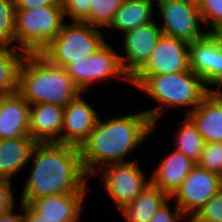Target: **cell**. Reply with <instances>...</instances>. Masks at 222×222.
<instances>
[{
  "label": "cell",
  "instance_id": "6da1fadb",
  "mask_svg": "<svg viewBox=\"0 0 222 222\" xmlns=\"http://www.w3.org/2000/svg\"><path fill=\"white\" fill-rule=\"evenodd\" d=\"M30 175L21 195L22 204L72 192H88L87 179L78 147L60 143H37L31 153Z\"/></svg>",
  "mask_w": 222,
  "mask_h": 222
},
{
  "label": "cell",
  "instance_id": "7a4b0ae2",
  "mask_svg": "<svg viewBox=\"0 0 222 222\" xmlns=\"http://www.w3.org/2000/svg\"><path fill=\"white\" fill-rule=\"evenodd\" d=\"M100 118L88 139L79 148L82 165L88 176H93L105 165L130 162L125 161V157L144 143L155 129L144 111L112 117L105 122Z\"/></svg>",
  "mask_w": 222,
  "mask_h": 222
},
{
  "label": "cell",
  "instance_id": "3957f363",
  "mask_svg": "<svg viewBox=\"0 0 222 222\" xmlns=\"http://www.w3.org/2000/svg\"><path fill=\"white\" fill-rule=\"evenodd\" d=\"M18 94L30 105L51 103L64 107L82 92L63 67L51 64L40 53H28L19 72Z\"/></svg>",
  "mask_w": 222,
  "mask_h": 222
},
{
  "label": "cell",
  "instance_id": "277c9868",
  "mask_svg": "<svg viewBox=\"0 0 222 222\" xmlns=\"http://www.w3.org/2000/svg\"><path fill=\"white\" fill-rule=\"evenodd\" d=\"M130 84L135 85L147 96L159 103L158 107L144 112L157 128L158 119L167 108L192 107L185 112L186 116L192 112L208 94V87L203 80L191 70L161 75H134Z\"/></svg>",
  "mask_w": 222,
  "mask_h": 222
},
{
  "label": "cell",
  "instance_id": "5b68a950",
  "mask_svg": "<svg viewBox=\"0 0 222 222\" xmlns=\"http://www.w3.org/2000/svg\"><path fill=\"white\" fill-rule=\"evenodd\" d=\"M97 28L84 21L64 22L57 36L40 54L51 64L63 68L73 61L84 60L107 42Z\"/></svg>",
  "mask_w": 222,
  "mask_h": 222
},
{
  "label": "cell",
  "instance_id": "8992f818",
  "mask_svg": "<svg viewBox=\"0 0 222 222\" xmlns=\"http://www.w3.org/2000/svg\"><path fill=\"white\" fill-rule=\"evenodd\" d=\"M65 22L62 5H51L15 12L18 48L40 53L59 33Z\"/></svg>",
  "mask_w": 222,
  "mask_h": 222
},
{
  "label": "cell",
  "instance_id": "52a82bcc",
  "mask_svg": "<svg viewBox=\"0 0 222 222\" xmlns=\"http://www.w3.org/2000/svg\"><path fill=\"white\" fill-rule=\"evenodd\" d=\"M70 79L77 85L82 93L94 82L106 81L117 78L130 83V78L125 74L117 53L112 45L106 42L96 52L84 60L73 61L64 67Z\"/></svg>",
  "mask_w": 222,
  "mask_h": 222
},
{
  "label": "cell",
  "instance_id": "ba28073f",
  "mask_svg": "<svg viewBox=\"0 0 222 222\" xmlns=\"http://www.w3.org/2000/svg\"><path fill=\"white\" fill-rule=\"evenodd\" d=\"M157 5L163 19L159 27L164 35L192 42L209 32L200 27L203 21L197 0H161Z\"/></svg>",
  "mask_w": 222,
  "mask_h": 222
},
{
  "label": "cell",
  "instance_id": "9c48e42d",
  "mask_svg": "<svg viewBox=\"0 0 222 222\" xmlns=\"http://www.w3.org/2000/svg\"><path fill=\"white\" fill-rule=\"evenodd\" d=\"M99 173L104 179L103 185L111 196L118 210L131 203L148 185L151 177L146 180V175L141 170L136 159L125 163H112L100 168ZM144 173V174H143Z\"/></svg>",
  "mask_w": 222,
  "mask_h": 222
},
{
  "label": "cell",
  "instance_id": "30bf717a",
  "mask_svg": "<svg viewBox=\"0 0 222 222\" xmlns=\"http://www.w3.org/2000/svg\"><path fill=\"white\" fill-rule=\"evenodd\" d=\"M222 187V177L197 164L170 197L180 211L192 217Z\"/></svg>",
  "mask_w": 222,
  "mask_h": 222
},
{
  "label": "cell",
  "instance_id": "8fae6325",
  "mask_svg": "<svg viewBox=\"0 0 222 222\" xmlns=\"http://www.w3.org/2000/svg\"><path fill=\"white\" fill-rule=\"evenodd\" d=\"M122 34L125 57L119 55V60L123 71L131 79L146 64L163 33L153 20Z\"/></svg>",
  "mask_w": 222,
  "mask_h": 222
},
{
  "label": "cell",
  "instance_id": "7c38bea8",
  "mask_svg": "<svg viewBox=\"0 0 222 222\" xmlns=\"http://www.w3.org/2000/svg\"><path fill=\"white\" fill-rule=\"evenodd\" d=\"M188 70V42L163 34L146 64L135 75L172 74Z\"/></svg>",
  "mask_w": 222,
  "mask_h": 222
},
{
  "label": "cell",
  "instance_id": "4fadbf2b",
  "mask_svg": "<svg viewBox=\"0 0 222 222\" xmlns=\"http://www.w3.org/2000/svg\"><path fill=\"white\" fill-rule=\"evenodd\" d=\"M81 97L79 95L64 106L60 144L80 148L100 117L94 107Z\"/></svg>",
  "mask_w": 222,
  "mask_h": 222
},
{
  "label": "cell",
  "instance_id": "5bb4252c",
  "mask_svg": "<svg viewBox=\"0 0 222 222\" xmlns=\"http://www.w3.org/2000/svg\"><path fill=\"white\" fill-rule=\"evenodd\" d=\"M87 192H72L33 200L29 206L49 222H77L80 220Z\"/></svg>",
  "mask_w": 222,
  "mask_h": 222
},
{
  "label": "cell",
  "instance_id": "9a60e30c",
  "mask_svg": "<svg viewBox=\"0 0 222 222\" xmlns=\"http://www.w3.org/2000/svg\"><path fill=\"white\" fill-rule=\"evenodd\" d=\"M64 107L51 103L29 106V134L37 143H59ZM57 137V138H55Z\"/></svg>",
  "mask_w": 222,
  "mask_h": 222
},
{
  "label": "cell",
  "instance_id": "2e32d148",
  "mask_svg": "<svg viewBox=\"0 0 222 222\" xmlns=\"http://www.w3.org/2000/svg\"><path fill=\"white\" fill-rule=\"evenodd\" d=\"M29 106L18 93L0 95V139L30 136Z\"/></svg>",
  "mask_w": 222,
  "mask_h": 222
},
{
  "label": "cell",
  "instance_id": "e0dca14e",
  "mask_svg": "<svg viewBox=\"0 0 222 222\" xmlns=\"http://www.w3.org/2000/svg\"><path fill=\"white\" fill-rule=\"evenodd\" d=\"M195 165L196 162L174 149L153 171L151 183L171 197Z\"/></svg>",
  "mask_w": 222,
  "mask_h": 222
},
{
  "label": "cell",
  "instance_id": "ac0fdd59",
  "mask_svg": "<svg viewBox=\"0 0 222 222\" xmlns=\"http://www.w3.org/2000/svg\"><path fill=\"white\" fill-rule=\"evenodd\" d=\"M36 144L31 136L0 139V178L11 180L23 171Z\"/></svg>",
  "mask_w": 222,
  "mask_h": 222
},
{
  "label": "cell",
  "instance_id": "d6986e66",
  "mask_svg": "<svg viewBox=\"0 0 222 222\" xmlns=\"http://www.w3.org/2000/svg\"><path fill=\"white\" fill-rule=\"evenodd\" d=\"M197 126L205 143L222 142V102L207 94L187 115Z\"/></svg>",
  "mask_w": 222,
  "mask_h": 222
},
{
  "label": "cell",
  "instance_id": "ffe728a7",
  "mask_svg": "<svg viewBox=\"0 0 222 222\" xmlns=\"http://www.w3.org/2000/svg\"><path fill=\"white\" fill-rule=\"evenodd\" d=\"M170 197L152 183L131 203L119 210L127 222H150L154 214Z\"/></svg>",
  "mask_w": 222,
  "mask_h": 222
},
{
  "label": "cell",
  "instance_id": "44dd1931",
  "mask_svg": "<svg viewBox=\"0 0 222 222\" xmlns=\"http://www.w3.org/2000/svg\"><path fill=\"white\" fill-rule=\"evenodd\" d=\"M155 3L144 0H123L107 28L127 32L154 20Z\"/></svg>",
  "mask_w": 222,
  "mask_h": 222
},
{
  "label": "cell",
  "instance_id": "7402d4cb",
  "mask_svg": "<svg viewBox=\"0 0 222 222\" xmlns=\"http://www.w3.org/2000/svg\"><path fill=\"white\" fill-rule=\"evenodd\" d=\"M27 54L20 48L0 46V95L18 93L19 72Z\"/></svg>",
  "mask_w": 222,
  "mask_h": 222
},
{
  "label": "cell",
  "instance_id": "603a6c76",
  "mask_svg": "<svg viewBox=\"0 0 222 222\" xmlns=\"http://www.w3.org/2000/svg\"><path fill=\"white\" fill-rule=\"evenodd\" d=\"M189 69L203 79L214 66L215 35L208 32L203 38L188 42Z\"/></svg>",
  "mask_w": 222,
  "mask_h": 222
},
{
  "label": "cell",
  "instance_id": "cb8c5ba5",
  "mask_svg": "<svg viewBox=\"0 0 222 222\" xmlns=\"http://www.w3.org/2000/svg\"><path fill=\"white\" fill-rule=\"evenodd\" d=\"M182 123V127L180 126L179 130L176 131L175 150L197 163L205 141L198 132L197 126L188 116L185 115V120H182Z\"/></svg>",
  "mask_w": 222,
  "mask_h": 222
},
{
  "label": "cell",
  "instance_id": "d4e9b609",
  "mask_svg": "<svg viewBox=\"0 0 222 222\" xmlns=\"http://www.w3.org/2000/svg\"><path fill=\"white\" fill-rule=\"evenodd\" d=\"M15 4L14 0H0V46L15 47Z\"/></svg>",
  "mask_w": 222,
  "mask_h": 222
},
{
  "label": "cell",
  "instance_id": "484cf974",
  "mask_svg": "<svg viewBox=\"0 0 222 222\" xmlns=\"http://www.w3.org/2000/svg\"><path fill=\"white\" fill-rule=\"evenodd\" d=\"M123 0H91L89 24L95 27H108Z\"/></svg>",
  "mask_w": 222,
  "mask_h": 222
},
{
  "label": "cell",
  "instance_id": "4316f807",
  "mask_svg": "<svg viewBox=\"0 0 222 222\" xmlns=\"http://www.w3.org/2000/svg\"><path fill=\"white\" fill-rule=\"evenodd\" d=\"M196 164L222 177V142L205 143Z\"/></svg>",
  "mask_w": 222,
  "mask_h": 222
},
{
  "label": "cell",
  "instance_id": "83f0119b",
  "mask_svg": "<svg viewBox=\"0 0 222 222\" xmlns=\"http://www.w3.org/2000/svg\"><path fill=\"white\" fill-rule=\"evenodd\" d=\"M191 222H222V187L189 218Z\"/></svg>",
  "mask_w": 222,
  "mask_h": 222
},
{
  "label": "cell",
  "instance_id": "f1b7e54d",
  "mask_svg": "<svg viewBox=\"0 0 222 222\" xmlns=\"http://www.w3.org/2000/svg\"><path fill=\"white\" fill-rule=\"evenodd\" d=\"M197 4L204 26L213 32L222 24V0H197Z\"/></svg>",
  "mask_w": 222,
  "mask_h": 222
},
{
  "label": "cell",
  "instance_id": "f546056e",
  "mask_svg": "<svg viewBox=\"0 0 222 222\" xmlns=\"http://www.w3.org/2000/svg\"><path fill=\"white\" fill-rule=\"evenodd\" d=\"M61 3L65 19L68 15L73 21H84L89 24L91 0H61Z\"/></svg>",
  "mask_w": 222,
  "mask_h": 222
},
{
  "label": "cell",
  "instance_id": "4dcf8cb0",
  "mask_svg": "<svg viewBox=\"0 0 222 222\" xmlns=\"http://www.w3.org/2000/svg\"><path fill=\"white\" fill-rule=\"evenodd\" d=\"M11 180L0 178V213L10 211L15 206Z\"/></svg>",
  "mask_w": 222,
  "mask_h": 222
},
{
  "label": "cell",
  "instance_id": "1f68e13d",
  "mask_svg": "<svg viewBox=\"0 0 222 222\" xmlns=\"http://www.w3.org/2000/svg\"><path fill=\"white\" fill-rule=\"evenodd\" d=\"M175 210L172 211L169 204L166 202L160 207V209L154 214L150 222H180L185 216L180 209L175 206Z\"/></svg>",
  "mask_w": 222,
  "mask_h": 222
},
{
  "label": "cell",
  "instance_id": "d6a6232c",
  "mask_svg": "<svg viewBox=\"0 0 222 222\" xmlns=\"http://www.w3.org/2000/svg\"><path fill=\"white\" fill-rule=\"evenodd\" d=\"M222 75V45L220 40L215 36V60L213 69L202 79L204 84L209 85Z\"/></svg>",
  "mask_w": 222,
  "mask_h": 222
},
{
  "label": "cell",
  "instance_id": "836d02e7",
  "mask_svg": "<svg viewBox=\"0 0 222 222\" xmlns=\"http://www.w3.org/2000/svg\"><path fill=\"white\" fill-rule=\"evenodd\" d=\"M16 11H28L51 5H62L61 0H14Z\"/></svg>",
  "mask_w": 222,
  "mask_h": 222
},
{
  "label": "cell",
  "instance_id": "e575fe53",
  "mask_svg": "<svg viewBox=\"0 0 222 222\" xmlns=\"http://www.w3.org/2000/svg\"><path fill=\"white\" fill-rule=\"evenodd\" d=\"M20 210H23L24 222H49L38 215L29 205L22 204Z\"/></svg>",
  "mask_w": 222,
  "mask_h": 222
},
{
  "label": "cell",
  "instance_id": "d590c367",
  "mask_svg": "<svg viewBox=\"0 0 222 222\" xmlns=\"http://www.w3.org/2000/svg\"><path fill=\"white\" fill-rule=\"evenodd\" d=\"M209 86L210 87H208V94L212 98L222 102V75L215 79ZM211 86L217 87L216 90L211 89Z\"/></svg>",
  "mask_w": 222,
  "mask_h": 222
},
{
  "label": "cell",
  "instance_id": "8d00e7d4",
  "mask_svg": "<svg viewBox=\"0 0 222 222\" xmlns=\"http://www.w3.org/2000/svg\"><path fill=\"white\" fill-rule=\"evenodd\" d=\"M14 209L0 213V222H24L23 214H16Z\"/></svg>",
  "mask_w": 222,
  "mask_h": 222
},
{
  "label": "cell",
  "instance_id": "74e56055",
  "mask_svg": "<svg viewBox=\"0 0 222 222\" xmlns=\"http://www.w3.org/2000/svg\"><path fill=\"white\" fill-rule=\"evenodd\" d=\"M212 33L220 40L222 45V24L219 25Z\"/></svg>",
  "mask_w": 222,
  "mask_h": 222
},
{
  "label": "cell",
  "instance_id": "f35d334b",
  "mask_svg": "<svg viewBox=\"0 0 222 222\" xmlns=\"http://www.w3.org/2000/svg\"><path fill=\"white\" fill-rule=\"evenodd\" d=\"M144 1H147V2H151V3H154L155 2V4H157L159 1H161V0H144Z\"/></svg>",
  "mask_w": 222,
  "mask_h": 222
}]
</instances>
